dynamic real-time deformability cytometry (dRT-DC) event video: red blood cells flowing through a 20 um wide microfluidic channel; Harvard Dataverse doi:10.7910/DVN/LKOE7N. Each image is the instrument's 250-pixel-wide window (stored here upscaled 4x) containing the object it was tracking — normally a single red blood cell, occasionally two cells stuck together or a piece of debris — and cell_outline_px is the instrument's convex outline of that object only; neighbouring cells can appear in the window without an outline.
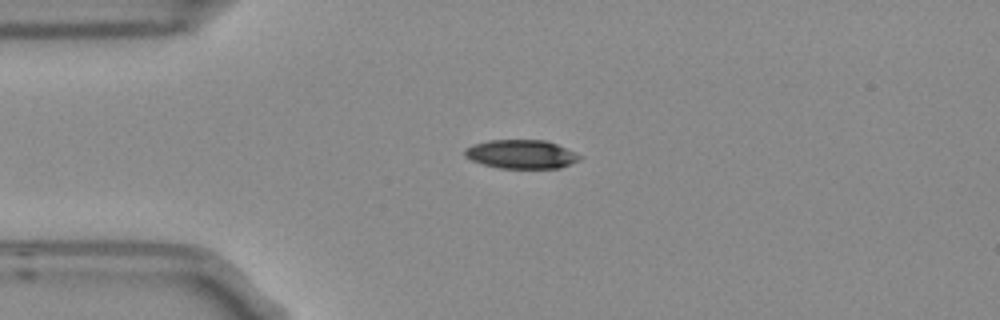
{"species": "Egyptian fruit bat (a non-hibernating species)", "species_latin": "Rousettus aegyptiacus", "temperature_condition": "room temperature", "stored_images_in_passage": 6, "camera_frame_rate_fps": 3000, "um_per_image_px": 0.085, "frame": {"image": 1, "passage_image": 2, "time_ms": 0.333, "image_size_px": [1000, 320], "cell_outline_px": [[584, 156], [580, 160], [560, 168], [500, 168], [484, 164], [472, 160], [464, 156], [464, 148], [472, 144], [488, 140], [544, 140], [556, 144]], "centroid_in_image_um": [44.3, 13.1], "position_along_channel_um": 40.7, "area_um2": 19.31}}